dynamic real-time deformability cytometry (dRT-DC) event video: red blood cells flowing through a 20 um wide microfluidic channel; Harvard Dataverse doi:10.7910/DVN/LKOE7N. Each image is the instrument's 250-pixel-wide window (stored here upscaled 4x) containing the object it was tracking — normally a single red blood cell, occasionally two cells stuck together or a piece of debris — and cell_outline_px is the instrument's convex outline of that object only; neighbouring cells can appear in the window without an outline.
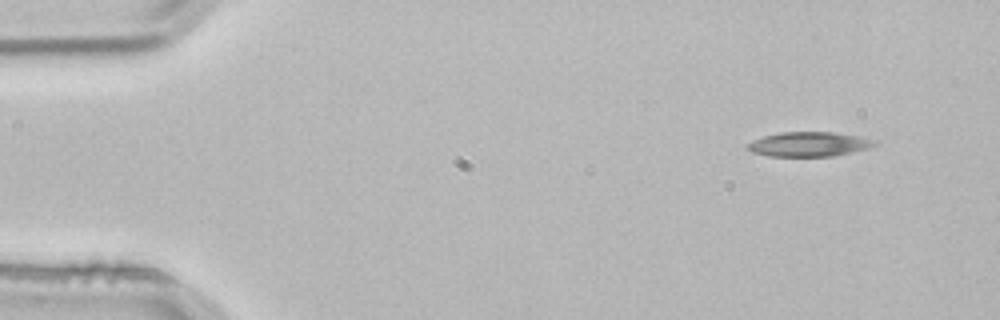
{"species": "common noctule bat (a hibernating species)", "species_latin": "Nyctalus noctula", "temperature_condition": "room temperature", "stored_images_in_passage": 3, "camera_frame_rate_fps": 3000, "um_per_image_px": 0.085, "animal": {"sex": "male", "body_mass_g": 21.5, "forearm_length_mm": 52.0}, "frame": {"image": 1, "passage_image": 1, "time_ms": 0.0, "image_size_px": [1000, 320], "cell_outline_px": [[876, 144], [868, 148], [832, 156], [768, 156], [752, 152], [748, 148], [748, 144], [752, 140], [764, 136], [780, 132], [832, 132], [860, 136], [876, 140]], "centroid_in_image_um": [68.76, 12.25], "position_along_channel_um": 16.2, "area_um2": 18.03}}
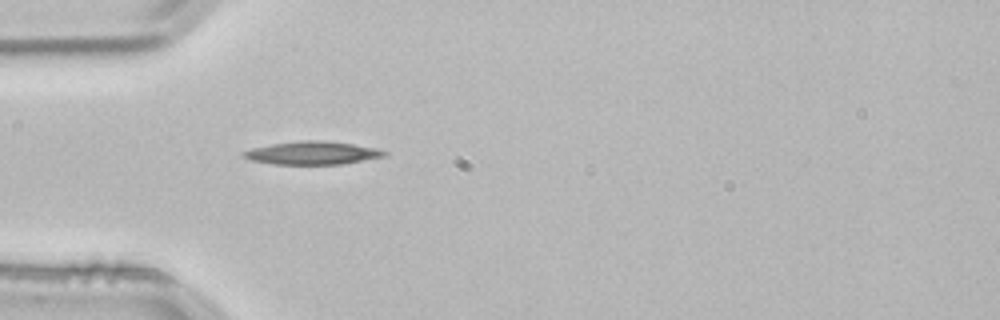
{"frame": {"image": 2, "passage_image": 3, "time_ms": 0.667, "image_size_px": [1000, 320], "cell_outline_px": [[388, 156], [340, 164], [272, 164], [252, 160], [240, 156], [240, 152], [252, 148], [272, 144], [300, 140], [320, 140], [352, 144], [376, 148], [388, 152]], "centroid_in_image_um": [26.53, 13.0], "position_along_channel_um": 58.5, "area_um2": 18.96}}